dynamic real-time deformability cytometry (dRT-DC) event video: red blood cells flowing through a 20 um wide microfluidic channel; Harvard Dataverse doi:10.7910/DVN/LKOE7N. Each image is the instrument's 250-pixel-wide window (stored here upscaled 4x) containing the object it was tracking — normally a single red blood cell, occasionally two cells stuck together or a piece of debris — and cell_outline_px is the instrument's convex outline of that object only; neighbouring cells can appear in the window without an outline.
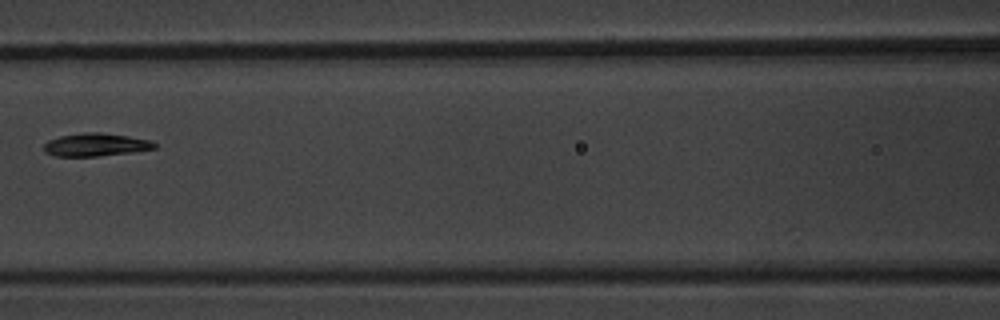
{"species": "common noctule bat (a hibernating species)", "species_latin": "Nyctalus noctula", "temperature_condition": "warm", "stored_images_in_passage": 6, "camera_frame_rate_fps": 3000, "um_per_image_px": 0.085, "animal": {"sex": "male", "body_mass_g": 20.1, "forearm_length_mm": 53.5}, "frame": {"image": 1, "passage_image": 5, "time_ms": 4.667, "image_size_px": [1000, 320], "cell_outline_px": [[156, 148], [132, 152], [96, 156], [56, 156], [44, 152], [44, 144], [48, 140], [60, 136], [84, 132], [100, 132], [128, 136], [152, 140], [156, 144]], "centroid_in_image_um": [8.13, 12.29], "position_along_channel_um": 158.5, "area_um2": 14.8}}